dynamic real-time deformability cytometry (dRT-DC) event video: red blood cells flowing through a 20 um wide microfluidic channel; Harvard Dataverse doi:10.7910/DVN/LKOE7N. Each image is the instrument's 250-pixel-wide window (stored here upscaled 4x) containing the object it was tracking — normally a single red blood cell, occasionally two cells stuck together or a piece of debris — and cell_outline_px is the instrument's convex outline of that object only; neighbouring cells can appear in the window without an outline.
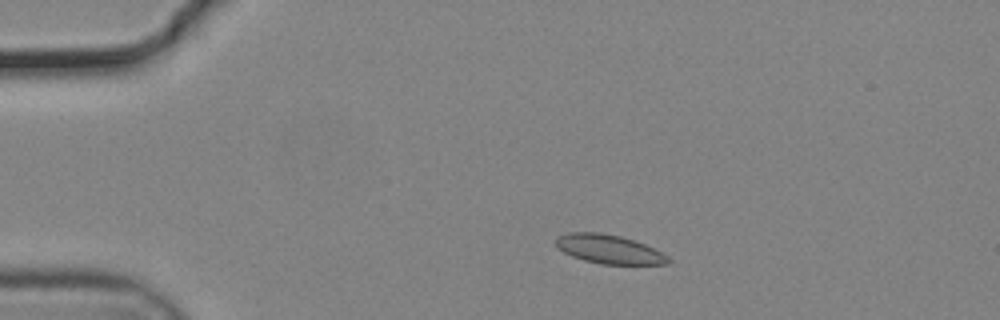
{"species": "common noctule bat (a hibernating species)", "species_latin": "Nyctalus noctula", "temperature_condition": "cold", "stored_images_in_passage": 50, "camera_frame_rate_fps": 3000, "um_per_image_px": 0.085, "animal": {"sex": "male", "body_mass_g": 19.2, "forearm_length_mm": 51.8}, "frame": {"image": 1, "passage_image": 6, "time_ms": 1.667, "image_size_px": [1000, 320], "cell_outline_px": [[672, 260], [668, 264], [600, 264], [584, 260], [572, 256], [556, 248], [556, 236], [568, 232], [600, 232], [620, 236], [644, 244], [668, 256]], "centroid_in_image_um": [51.72, 21.18], "position_along_channel_um": 33.3, "area_um2": 18.9}}
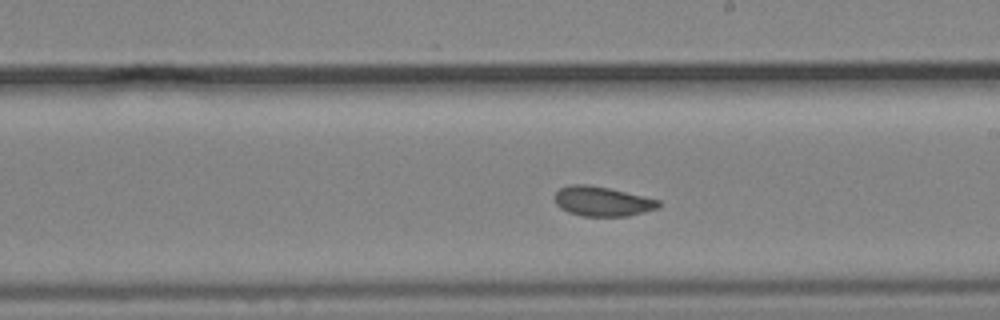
{"frame": {"image": 2, "passage_image": 27, "time_ms": 8.667, "image_size_px": [1000, 320], "cell_outline_px": [[660, 204], [656, 208], [644, 212], [628, 216], [580, 216], [568, 212], [560, 208], [556, 204], [556, 192], [560, 188], [568, 184], [588, 184], [608, 188], [660, 200]], "centroid_in_image_um": [51.16, 17.11], "position_along_channel_um": 237.8, "area_um2": 17.86}}
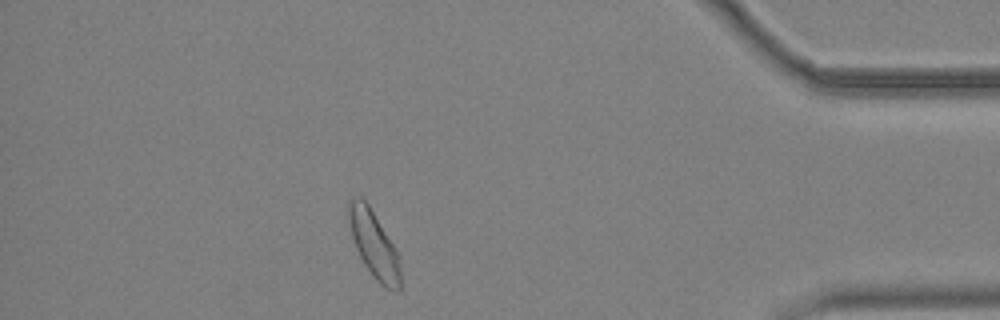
{"frame": {"image": 3, "passage_image": 44, "time_ms": 14.333, "image_size_px": [1000, 320], "cell_outline_px": [[400, 292], [396, 292], [384, 288], [372, 276], [364, 264], [356, 248], [352, 236], [348, 216], [348, 200], [360, 196], [368, 204], [396, 248], [400, 268]], "centroid_in_image_um": [31.8, 20.82], "position_along_channel_um": 403.4, "area_um2": 20.06}, "authors_computed_cell_mechanics": {"area_um2": 18.8139, "velocity_mm_per_s": 3.6739, "shape_relaxation_time_tau1_ms": 5.3399, "shape_relaxation_time_tau2_ms": 2.2979, "deformation_change_tau1": 0.0774, "deformation_change_tau2": 0.0549}}